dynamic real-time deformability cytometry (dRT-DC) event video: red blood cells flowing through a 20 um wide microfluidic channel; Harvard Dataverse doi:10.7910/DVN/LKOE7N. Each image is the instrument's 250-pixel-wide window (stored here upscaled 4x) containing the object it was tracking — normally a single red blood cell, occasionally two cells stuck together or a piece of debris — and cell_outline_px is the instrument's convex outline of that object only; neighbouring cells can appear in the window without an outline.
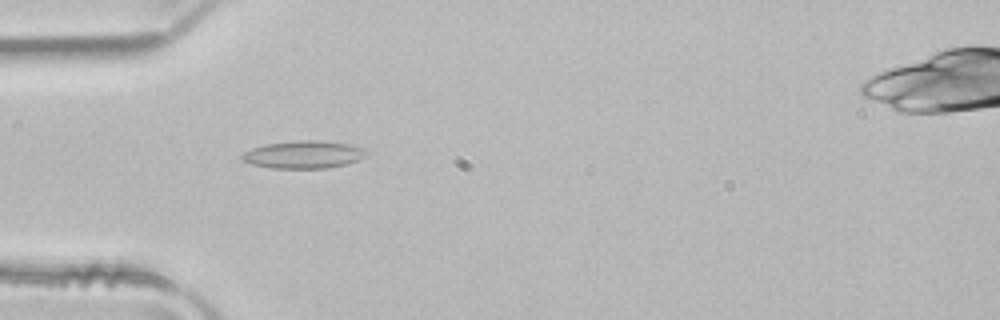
{"species": "common noctule bat (a hibernating species)", "species_latin": "Nyctalus noctula", "temperature_condition": "room temperature", "stored_images_in_passage": 47, "camera_frame_rate_fps": 3000, "um_per_image_px": 0.085, "animal": {"sex": "male", "body_mass_g": 21.5, "forearm_length_mm": 52.0}, "frame": {"image": 1, "passage_image": 12, "time_ms": 3.667, "image_size_px": [1000, 320], "cell_outline_px": [[368, 152], [364, 156], [356, 160], [344, 164], [328, 168], [272, 168], [252, 164], [244, 160], [240, 156], [244, 152], [252, 148], [264, 144], [296, 140], [320, 140], [344, 144], [364, 148]], "centroid_in_image_um": [25.77, 13.13], "position_along_channel_um": 59.2, "area_um2": 19.77}}
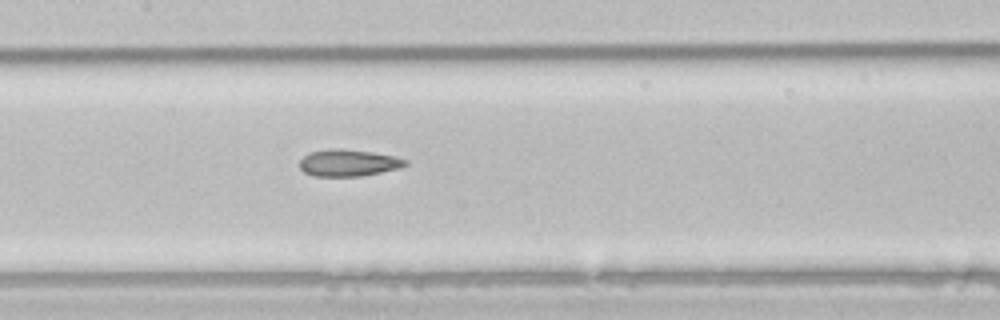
{"frame": {"image": 2, "passage_image": 21, "time_ms": 6.667, "image_size_px": [1000, 320], "cell_outline_px": [[408, 164], [400, 168], [360, 176], [312, 176], [304, 172], [300, 168], [300, 160], [308, 152], [332, 148], [340, 148], [372, 152], [396, 156], [408, 160]], "centroid_in_image_um": [29.61, 13.83], "position_along_channel_um": 177.8, "area_um2": 16.65}}
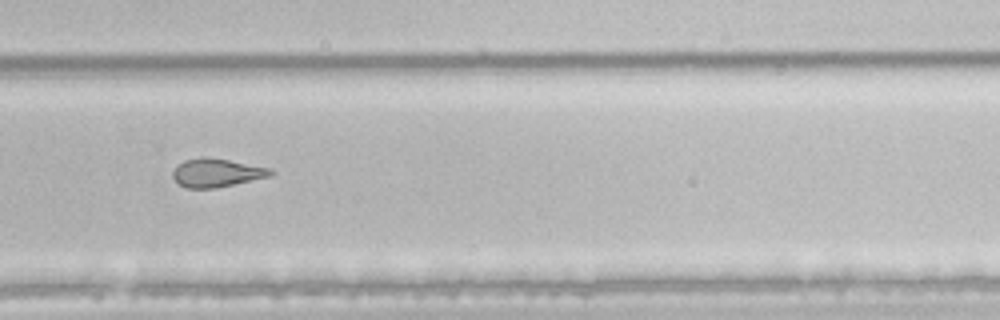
{"frame": {"image": 3, "passage_image": 31, "time_ms": 10.0, "image_size_px": [1000, 320], "cell_outline_px": [[276, 172], [268, 176], [252, 180], [216, 188], [184, 188], [172, 176], [172, 172], [184, 160], [200, 156], [204, 156], [228, 160], [272, 168]], "centroid_in_image_um": [18.42, 14.68], "position_along_channel_um": 311.4, "area_um2": 16.13}, "authors_computed_cell_mechanics": {"area_um2": 18.3226, "velocity_mm_per_s": 4.0311, "shape_relaxation_time_tau1_ms": null, "shape_relaxation_time_tau2_ms": 3.1481, "deformation_change_tau1": null, "deformation_change_tau2": 0.1115}}